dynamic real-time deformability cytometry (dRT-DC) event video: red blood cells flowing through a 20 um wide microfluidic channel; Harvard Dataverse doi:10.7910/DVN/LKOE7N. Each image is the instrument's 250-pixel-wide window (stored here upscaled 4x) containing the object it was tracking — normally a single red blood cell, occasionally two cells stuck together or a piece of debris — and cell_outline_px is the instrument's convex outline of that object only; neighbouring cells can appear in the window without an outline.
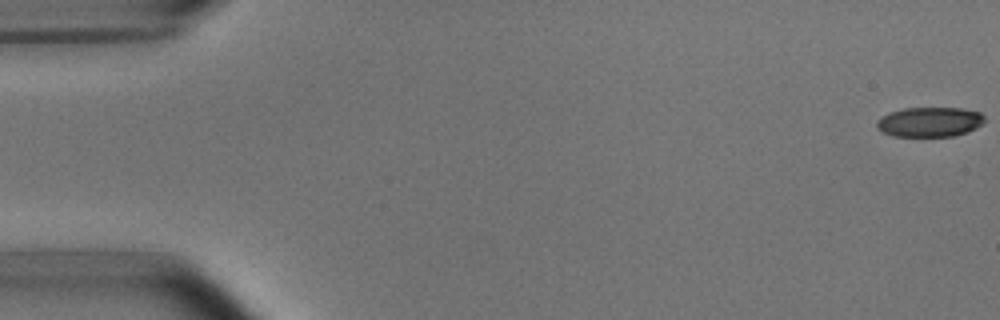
{"species": "common noctule bat (a hibernating species)", "species_latin": "Nyctalus noctula", "temperature_condition": "room temperature", "stored_images_in_passage": 11, "camera_frame_rate_fps": 3000, "um_per_image_px": 0.085, "animal": {"sex": "male", "body_mass_g": 15.6}, "frame": {"image": 1, "passage_image": 1, "time_ms": 0.0, "image_size_px": [1000, 320], "cell_outline_px": [[984, 120], [976, 128], [968, 132], [952, 136], [892, 136], [876, 128], [876, 120], [888, 112], [904, 108], [960, 108], [980, 112], [984, 116]], "centroid_in_image_um": [78.99, 10.36], "position_along_channel_um": 6.0, "area_um2": 18.73}}